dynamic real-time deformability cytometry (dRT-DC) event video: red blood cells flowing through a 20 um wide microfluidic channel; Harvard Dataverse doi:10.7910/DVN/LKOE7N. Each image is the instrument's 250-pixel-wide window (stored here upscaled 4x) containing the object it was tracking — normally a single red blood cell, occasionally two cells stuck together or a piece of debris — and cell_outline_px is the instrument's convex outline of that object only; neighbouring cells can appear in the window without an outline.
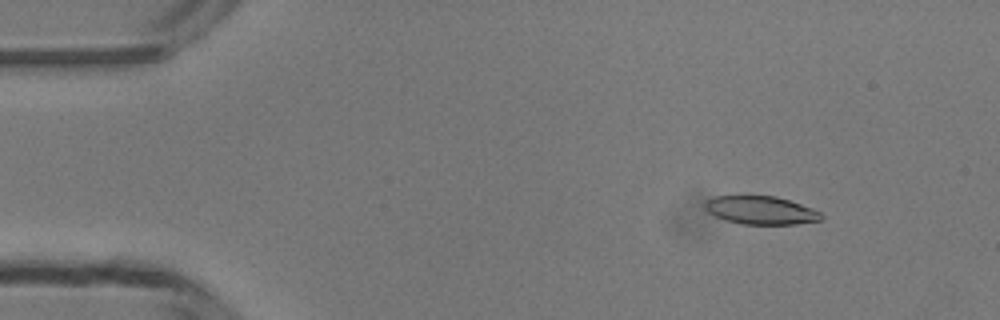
{"species": "common noctule bat (a hibernating species)", "species_latin": "Nyctalus noctula", "temperature_condition": "room temperature", "stored_images_in_passage": 49, "camera_frame_rate_fps": 3000, "um_per_image_px": 0.085, "animal": {"sex": "male", "body_mass_g": 13.3}, "frame": {"image": 1, "passage_image": 6, "time_ms": 1.667, "image_size_px": [1000, 320], "cell_outline_px": [[824, 220], [796, 224], [740, 224], [724, 220], [708, 212], [704, 208], [704, 204], [712, 196], [776, 196], [812, 208], [820, 212], [824, 216]], "centroid_in_image_um": [64.68, 17.88], "position_along_channel_um": 20.3, "area_um2": 19.19}}
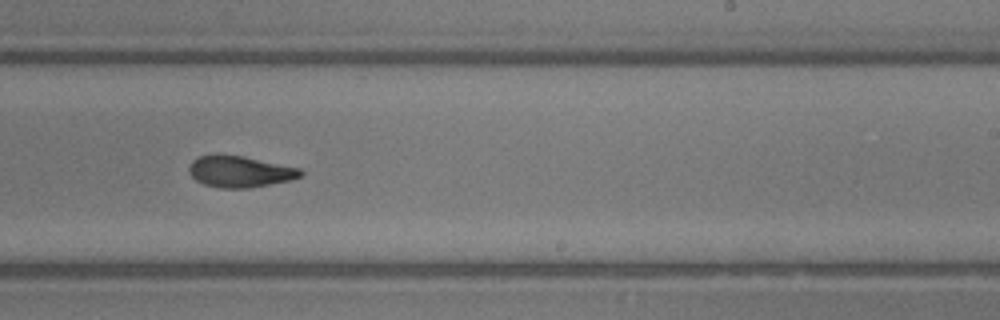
{"frame": {"image": 2, "passage_image": 30, "time_ms": 9.667, "image_size_px": [1000, 320], "cell_outline_px": [[304, 176], [292, 180], [248, 188], [220, 188], [204, 184], [196, 180], [188, 172], [188, 168], [192, 160], [196, 156], [216, 152], [220, 152], [244, 156], [300, 168], [304, 172]], "centroid_in_image_um": [20.36, 14.55], "position_along_channel_um": 268.6, "area_um2": 21.04}}
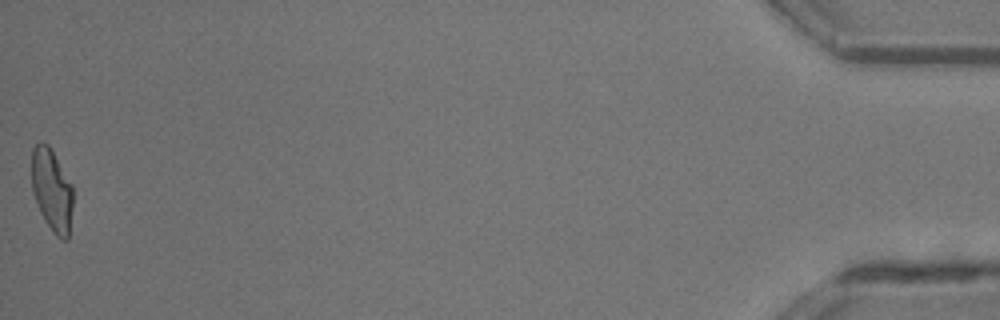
{"frame": {"image": 3, "passage_image": 49, "time_ms": 16.0, "image_size_px": [1000, 320], "cell_outline_px": [[72, 208], [68, 240], [60, 240], [56, 236], [44, 220], [40, 212], [32, 188], [32, 148], [40, 140], [48, 144], [72, 184]], "centroid_in_image_um": [4.41, 16.16], "position_along_channel_um": 430.8, "area_um2": 19.83}, "authors_computed_cell_mechanics": {"area_um2": 20.5768, "velocity_mm_per_s": 4.199, "shape_relaxation_time_tau1_ms": 5.9063, "shape_relaxation_time_tau2_ms": 2.7285, "deformation_change_tau1": 0.1805, "deformation_change_tau2": 0.1078}}